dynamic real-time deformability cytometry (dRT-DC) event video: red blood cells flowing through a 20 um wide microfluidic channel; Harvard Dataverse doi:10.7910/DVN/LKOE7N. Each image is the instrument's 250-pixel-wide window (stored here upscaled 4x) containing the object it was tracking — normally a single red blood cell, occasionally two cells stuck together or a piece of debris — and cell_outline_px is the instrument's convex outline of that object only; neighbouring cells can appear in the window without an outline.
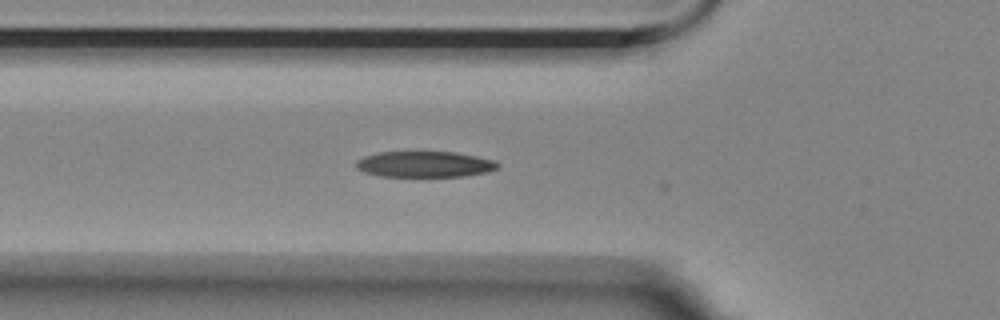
{"species": "Egyptian fruit bat (a non-hibernating species)", "species_latin": "Rousettus aegyptiacus", "temperature_condition": "room temperature", "stored_images_in_passage": 28, "camera_frame_rate_fps": 3000, "um_per_image_px": 0.085, "animal": {"sex": "female"}, "frame": {"image": 1, "passage_image": 3, "time_ms": 0.667, "image_size_px": [1000, 320], "cell_outline_px": [[500, 164], [496, 168], [488, 172], [464, 176], [380, 176], [364, 172], [356, 168], [356, 160], [364, 156], [376, 152], [456, 152], [496, 160]], "centroid_in_image_um": [36.09, 13.95], "position_along_channel_um": 89.7, "area_um2": 21.44}}
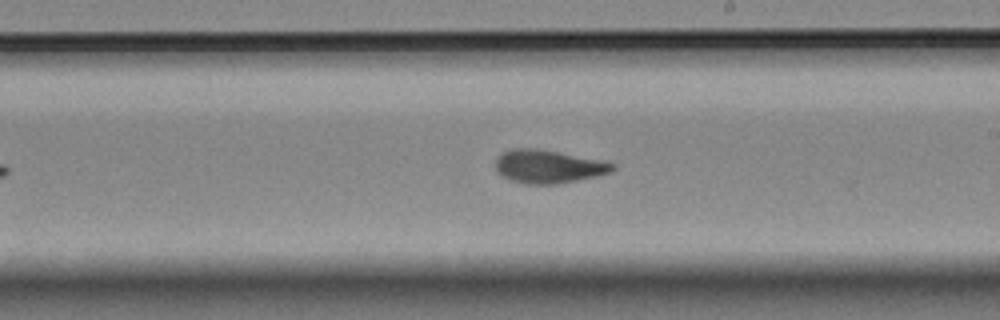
{"frame": {"image": 2, "passage_image": 16, "time_ms": 5.0, "image_size_px": [1000, 320], "cell_outline_px": [[616, 168], [612, 172], [596, 176], [556, 184], [528, 184], [508, 180], [500, 176], [496, 172], [496, 160], [504, 152], [516, 148], [536, 148], [600, 160], [616, 164]], "centroid_in_image_um": [46.59, 14.17], "position_along_channel_um": 242.4, "area_um2": 22.54}}
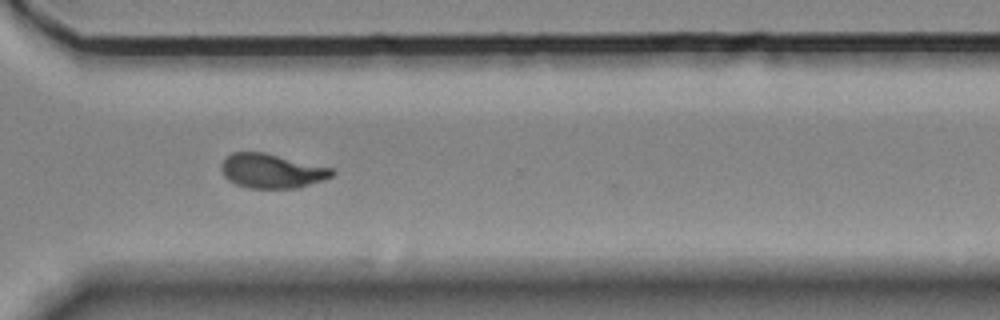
{"frame": {"image": 3, "passage_image": 25, "time_ms": 8.0, "image_size_px": [1000, 320], "cell_outline_px": [[336, 172], [332, 176], [324, 180], [296, 188], [248, 188], [236, 184], [228, 180], [224, 176], [220, 168], [220, 164], [232, 152], [264, 152], [332, 168]], "centroid_in_image_um": [23.09, 14.53], "position_along_channel_um": 347.5, "area_um2": 22.14}}